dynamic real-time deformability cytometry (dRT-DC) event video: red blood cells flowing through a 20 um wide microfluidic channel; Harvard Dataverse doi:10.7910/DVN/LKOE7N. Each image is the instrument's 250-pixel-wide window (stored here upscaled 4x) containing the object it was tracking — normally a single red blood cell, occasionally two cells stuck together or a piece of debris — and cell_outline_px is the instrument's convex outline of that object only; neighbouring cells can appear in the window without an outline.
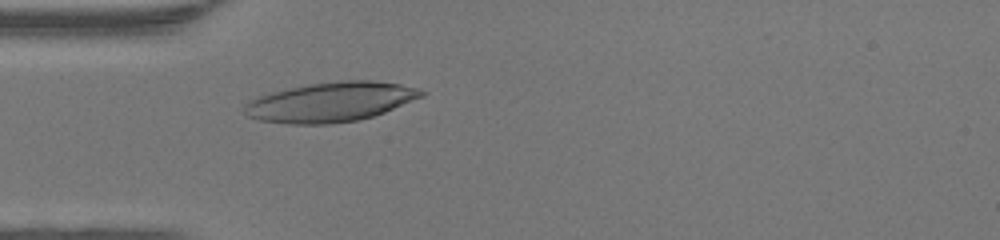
{"species": "human", "species_latin": "Homo sapiens", "temperature_condition": "warm", "stored_images_in_passage": 44, "camera_frame_rate_fps": 3000, "um_per_image_px": 0.085, "donor": {"sex": "female"}, "frame": {"image": 1, "passage_image": 11, "time_ms": 3.333, "image_size_px": [1000, 240], "cell_outline_px": [[428, 92], [424, 96], [384, 112], [360, 120], [328, 124], [288, 124], [260, 120], [248, 116], [244, 112], [244, 104], [248, 100], [268, 92], [308, 84], [344, 80], [368, 80], [400, 84], [416, 88]], "centroid_in_image_um": [28.08, 8.67], "position_along_channel_um": 56.9, "area_um2": 40.98}}
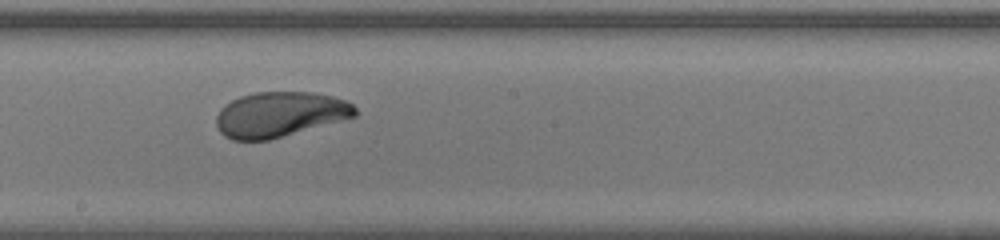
{"frame": {"image": 2, "passage_image": 23, "time_ms": 7.333, "image_size_px": [1000, 240], "cell_outline_px": [[356, 116], [268, 140], [232, 140], [224, 136], [220, 132], [216, 124], [216, 116], [220, 108], [224, 104], [240, 96], [256, 92], [312, 92], [332, 96], [344, 100], [352, 104], [356, 108]], "centroid_in_image_um": [23.74, 9.72], "position_along_channel_um": 224.5, "area_um2": 36.36}}
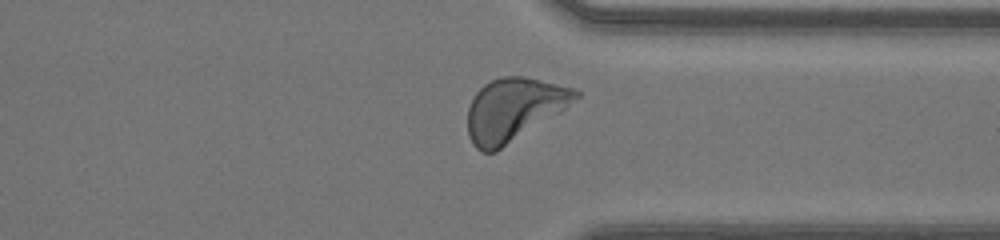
{"frame": {"image": 3, "passage_image": 33, "time_ms": 10.667, "image_size_px": [1000, 240], "cell_outline_px": [[580, 96], [564, 108], [496, 152], [480, 152], [472, 144], [468, 136], [468, 108], [476, 92], [484, 84], [500, 76], [524, 76], [572, 88], [580, 92]], "centroid_in_image_um": [43.61, 9.3], "position_along_channel_um": 367.8, "area_um2": 38.9}, "authors_computed_cell_mechanics": {"area_um2": 37.6567, "velocity_mm_per_s": 4.3194, "shape_relaxation_time_tau1_ms": 2.3767, "shape_relaxation_time_tau2_ms": 1.3433, "deformation_change_tau1": 0.1616, "deformation_change_tau2": 0.0627}}